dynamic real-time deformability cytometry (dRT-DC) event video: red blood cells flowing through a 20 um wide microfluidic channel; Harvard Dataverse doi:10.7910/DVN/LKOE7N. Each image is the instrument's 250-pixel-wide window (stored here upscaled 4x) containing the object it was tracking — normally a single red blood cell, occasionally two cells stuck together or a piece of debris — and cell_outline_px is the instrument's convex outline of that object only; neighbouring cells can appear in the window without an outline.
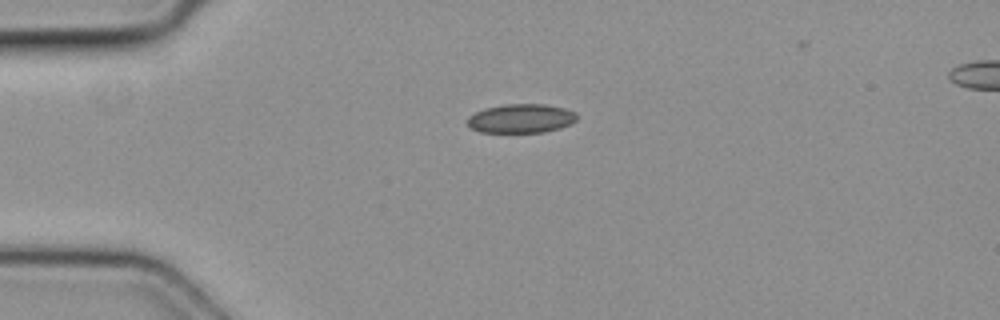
{"species": "common noctule bat (a hibernating species)", "species_latin": "Nyctalus noctula", "temperature_condition": "cold", "stored_images_in_passage": 2, "camera_frame_rate_fps": 3000, "um_per_image_px": 0.085, "animal": {"sex": "female", "body_mass_g": 19.3, "forearm_length_mm": 54.1}, "frame": {"image": 1, "passage_image": 1, "time_ms": 0.0, "image_size_px": [1000, 320], "cell_outline_px": [[576, 120], [572, 124], [560, 128], [544, 132], [480, 132], [472, 128], [468, 124], [468, 116], [484, 108], [504, 104], [544, 104], [564, 108], [576, 112]], "centroid_in_image_um": [44.31, 10.06], "position_along_channel_um": 40.7, "area_um2": 18.5}}